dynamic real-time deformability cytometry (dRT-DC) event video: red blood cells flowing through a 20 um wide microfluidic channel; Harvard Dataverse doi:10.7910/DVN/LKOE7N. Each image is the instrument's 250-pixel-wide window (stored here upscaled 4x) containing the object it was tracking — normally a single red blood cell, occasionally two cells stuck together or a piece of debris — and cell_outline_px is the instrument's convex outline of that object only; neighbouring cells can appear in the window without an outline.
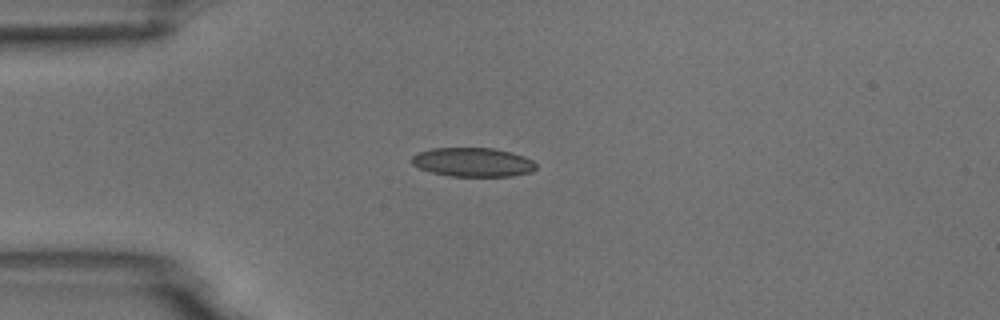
{"species": "common noctule bat (a hibernating species)", "species_latin": "Nyctalus noctula", "temperature_condition": "room temperature", "stored_images_in_passage": 29, "camera_frame_rate_fps": 3000, "um_per_image_px": 0.085, "animal": {"sex": "male", "body_mass_g": 18.8}, "frame": {"image": 1, "passage_image": 1, "time_ms": 0.0, "image_size_px": [1000, 320], "cell_outline_px": [[536, 168], [532, 172], [512, 176], [448, 176], [432, 172], [420, 168], [412, 164], [412, 156], [416, 152], [432, 148], [492, 148], [512, 152], [524, 156], [532, 160], [536, 164]], "centroid_in_image_um": [40.2, 13.78], "position_along_channel_um": 44.8, "area_um2": 21.1}}
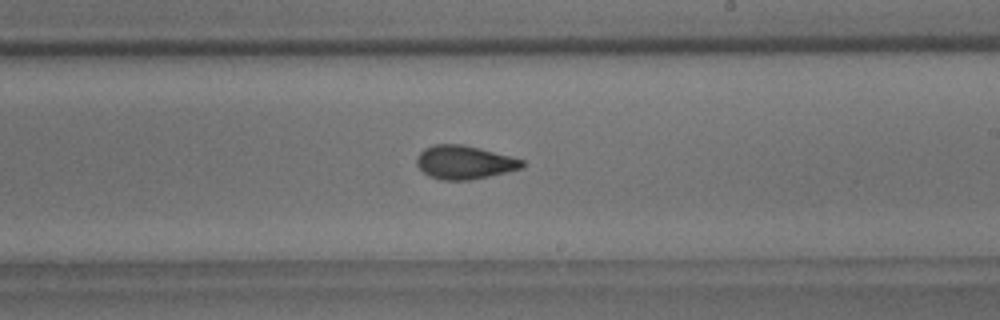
{"frame": {"image": 2, "passage_image": 19, "time_ms": 6.0, "image_size_px": [1000, 320], "cell_outline_px": [[528, 164], [524, 168], [488, 176], [468, 180], [444, 180], [428, 176], [416, 164], [416, 156], [424, 148], [432, 144], [464, 144], [512, 156], [524, 160]], "centroid_in_image_um": [39.5, 13.78], "position_along_channel_um": 249.5, "area_um2": 20.87}}
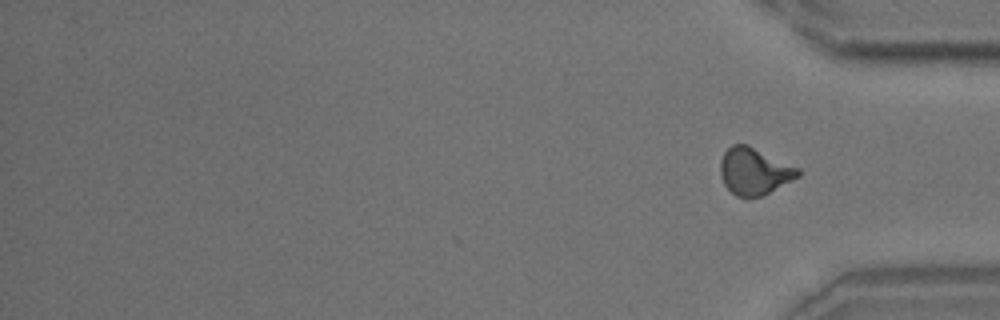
{"frame": {"image": 3, "passage_image": 29, "time_ms": 9.333, "image_size_px": [1000, 320], "cell_outline_px": [[800, 176], [760, 196], [748, 200], [744, 200], [736, 196], [724, 184], [720, 176], [720, 160], [724, 152], [732, 144], [748, 144], [800, 168]], "centroid_in_image_um": [64.09, 14.56], "position_along_channel_um": 371.1, "area_um2": 21.5}, "authors_computed_cell_mechanics": {"area_um2": 20.8658, "velocity_mm_per_s": 3.6964, "shape_relaxation_time_tau1_ms": 5.5793, "shape_relaxation_time_tau2_ms": 1.7106, "deformation_change_tau1": 0.1478, "deformation_change_tau2": 0.0829}}